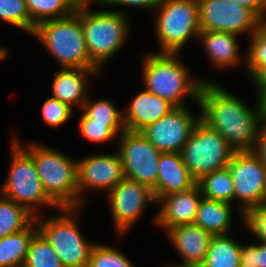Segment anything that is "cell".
<instances>
[{
  "label": "cell",
  "instance_id": "d6a6232c",
  "mask_svg": "<svg viewBox=\"0 0 266 267\" xmlns=\"http://www.w3.org/2000/svg\"><path fill=\"white\" fill-rule=\"evenodd\" d=\"M125 254L111 246L95 244L87 267H135Z\"/></svg>",
  "mask_w": 266,
  "mask_h": 267
},
{
  "label": "cell",
  "instance_id": "30bf717a",
  "mask_svg": "<svg viewBox=\"0 0 266 267\" xmlns=\"http://www.w3.org/2000/svg\"><path fill=\"white\" fill-rule=\"evenodd\" d=\"M234 184V201L244 222V214L264 203L266 167L253 151L234 152L227 165Z\"/></svg>",
  "mask_w": 266,
  "mask_h": 267
},
{
  "label": "cell",
  "instance_id": "83f0119b",
  "mask_svg": "<svg viewBox=\"0 0 266 267\" xmlns=\"http://www.w3.org/2000/svg\"><path fill=\"white\" fill-rule=\"evenodd\" d=\"M23 267H64L50 243L37 232L30 241Z\"/></svg>",
  "mask_w": 266,
  "mask_h": 267
},
{
  "label": "cell",
  "instance_id": "bcb514c9",
  "mask_svg": "<svg viewBox=\"0 0 266 267\" xmlns=\"http://www.w3.org/2000/svg\"><path fill=\"white\" fill-rule=\"evenodd\" d=\"M264 203H266V191H265V194H264Z\"/></svg>",
  "mask_w": 266,
  "mask_h": 267
},
{
  "label": "cell",
  "instance_id": "e0dca14e",
  "mask_svg": "<svg viewBox=\"0 0 266 267\" xmlns=\"http://www.w3.org/2000/svg\"><path fill=\"white\" fill-rule=\"evenodd\" d=\"M182 257L181 264L202 265L213 235L195 223L183 224L165 231Z\"/></svg>",
  "mask_w": 266,
  "mask_h": 267
},
{
  "label": "cell",
  "instance_id": "8fae6325",
  "mask_svg": "<svg viewBox=\"0 0 266 267\" xmlns=\"http://www.w3.org/2000/svg\"><path fill=\"white\" fill-rule=\"evenodd\" d=\"M119 139V155L125 178L156 187L161 152L141 132L125 130Z\"/></svg>",
  "mask_w": 266,
  "mask_h": 267
},
{
  "label": "cell",
  "instance_id": "5bb4252c",
  "mask_svg": "<svg viewBox=\"0 0 266 267\" xmlns=\"http://www.w3.org/2000/svg\"><path fill=\"white\" fill-rule=\"evenodd\" d=\"M199 120L200 115L195 117L188 106L175 107L141 133L161 153H180Z\"/></svg>",
  "mask_w": 266,
  "mask_h": 267
},
{
  "label": "cell",
  "instance_id": "ab89813d",
  "mask_svg": "<svg viewBox=\"0 0 266 267\" xmlns=\"http://www.w3.org/2000/svg\"><path fill=\"white\" fill-rule=\"evenodd\" d=\"M252 9L262 20L266 19V0H230Z\"/></svg>",
  "mask_w": 266,
  "mask_h": 267
},
{
  "label": "cell",
  "instance_id": "cb8c5ba5",
  "mask_svg": "<svg viewBox=\"0 0 266 267\" xmlns=\"http://www.w3.org/2000/svg\"><path fill=\"white\" fill-rule=\"evenodd\" d=\"M242 245L229 234L213 235L203 267H240Z\"/></svg>",
  "mask_w": 266,
  "mask_h": 267
},
{
  "label": "cell",
  "instance_id": "74e56055",
  "mask_svg": "<svg viewBox=\"0 0 266 267\" xmlns=\"http://www.w3.org/2000/svg\"><path fill=\"white\" fill-rule=\"evenodd\" d=\"M161 0H113L110 5L137 7L141 9H155Z\"/></svg>",
  "mask_w": 266,
  "mask_h": 267
},
{
  "label": "cell",
  "instance_id": "7402d4cb",
  "mask_svg": "<svg viewBox=\"0 0 266 267\" xmlns=\"http://www.w3.org/2000/svg\"><path fill=\"white\" fill-rule=\"evenodd\" d=\"M231 205L202 197L194 223L212 235L228 234L233 227Z\"/></svg>",
  "mask_w": 266,
  "mask_h": 267
},
{
  "label": "cell",
  "instance_id": "e575fe53",
  "mask_svg": "<svg viewBox=\"0 0 266 267\" xmlns=\"http://www.w3.org/2000/svg\"><path fill=\"white\" fill-rule=\"evenodd\" d=\"M244 226L254 238L266 243V203L253 207L244 214Z\"/></svg>",
  "mask_w": 266,
  "mask_h": 267
},
{
  "label": "cell",
  "instance_id": "6da1fadb",
  "mask_svg": "<svg viewBox=\"0 0 266 267\" xmlns=\"http://www.w3.org/2000/svg\"><path fill=\"white\" fill-rule=\"evenodd\" d=\"M198 106L200 119L216 130L235 152L254 150L258 131L265 121L262 101L257 99L251 108L219 84L209 81L202 84Z\"/></svg>",
  "mask_w": 266,
  "mask_h": 267
},
{
  "label": "cell",
  "instance_id": "52a82bcc",
  "mask_svg": "<svg viewBox=\"0 0 266 267\" xmlns=\"http://www.w3.org/2000/svg\"><path fill=\"white\" fill-rule=\"evenodd\" d=\"M58 216L38 221V232L50 243L64 267H87L95 244L83 237L76 220L79 207H62Z\"/></svg>",
  "mask_w": 266,
  "mask_h": 267
},
{
  "label": "cell",
  "instance_id": "f35d334b",
  "mask_svg": "<svg viewBox=\"0 0 266 267\" xmlns=\"http://www.w3.org/2000/svg\"><path fill=\"white\" fill-rule=\"evenodd\" d=\"M240 267H256V244L242 245Z\"/></svg>",
  "mask_w": 266,
  "mask_h": 267
},
{
  "label": "cell",
  "instance_id": "4316f807",
  "mask_svg": "<svg viewBox=\"0 0 266 267\" xmlns=\"http://www.w3.org/2000/svg\"><path fill=\"white\" fill-rule=\"evenodd\" d=\"M32 23L37 24L70 16L76 11L75 0H25Z\"/></svg>",
  "mask_w": 266,
  "mask_h": 267
},
{
  "label": "cell",
  "instance_id": "4dcf8cb0",
  "mask_svg": "<svg viewBox=\"0 0 266 267\" xmlns=\"http://www.w3.org/2000/svg\"><path fill=\"white\" fill-rule=\"evenodd\" d=\"M0 19L31 35L35 29L25 0H0Z\"/></svg>",
  "mask_w": 266,
  "mask_h": 267
},
{
  "label": "cell",
  "instance_id": "5b68a950",
  "mask_svg": "<svg viewBox=\"0 0 266 267\" xmlns=\"http://www.w3.org/2000/svg\"><path fill=\"white\" fill-rule=\"evenodd\" d=\"M80 7V21L90 60L100 69L125 44L130 31L126 12L119 10L92 11Z\"/></svg>",
  "mask_w": 266,
  "mask_h": 267
},
{
  "label": "cell",
  "instance_id": "8d00e7d4",
  "mask_svg": "<svg viewBox=\"0 0 266 267\" xmlns=\"http://www.w3.org/2000/svg\"><path fill=\"white\" fill-rule=\"evenodd\" d=\"M253 152L261 159L266 167V121H264L258 131L256 146Z\"/></svg>",
  "mask_w": 266,
  "mask_h": 267
},
{
  "label": "cell",
  "instance_id": "7bdbcfd3",
  "mask_svg": "<svg viewBox=\"0 0 266 267\" xmlns=\"http://www.w3.org/2000/svg\"><path fill=\"white\" fill-rule=\"evenodd\" d=\"M167 267H203L202 265H194V264H178V265H174V264H172V265H169V266H167Z\"/></svg>",
  "mask_w": 266,
  "mask_h": 267
},
{
  "label": "cell",
  "instance_id": "277c9868",
  "mask_svg": "<svg viewBox=\"0 0 266 267\" xmlns=\"http://www.w3.org/2000/svg\"><path fill=\"white\" fill-rule=\"evenodd\" d=\"M32 36L40 40L61 68H98L88 55L80 7L70 16L37 24Z\"/></svg>",
  "mask_w": 266,
  "mask_h": 267
},
{
  "label": "cell",
  "instance_id": "484cf974",
  "mask_svg": "<svg viewBox=\"0 0 266 267\" xmlns=\"http://www.w3.org/2000/svg\"><path fill=\"white\" fill-rule=\"evenodd\" d=\"M35 217L26 207L0 194V239L28 228Z\"/></svg>",
  "mask_w": 266,
  "mask_h": 267
},
{
  "label": "cell",
  "instance_id": "9c48e42d",
  "mask_svg": "<svg viewBox=\"0 0 266 267\" xmlns=\"http://www.w3.org/2000/svg\"><path fill=\"white\" fill-rule=\"evenodd\" d=\"M234 152L216 130L200 119L180 154L190 174L198 181L206 174L227 167Z\"/></svg>",
  "mask_w": 266,
  "mask_h": 267
},
{
  "label": "cell",
  "instance_id": "7c38bea8",
  "mask_svg": "<svg viewBox=\"0 0 266 267\" xmlns=\"http://www.w3.org/2000/svg\"><path fill=\"white\" fill-rule=\"evenodd\" d=\"M198 5L200 31L249 32V38L262 21L252 9L230 0H198Z\"/></svg>",
  "mask_w": 266,
  "mask_h": 267
},
{
  "label": "cell",
  "instance_id": "1f68e13d",
  "mask_svg": "<svg viewBox=\"0 0 266 267\" xmlns=\"http://www.w3.org/2000/svg\"><path fill=\"white\" fill-rule=\"evenodd\" d=\"M79 129L83 137L94 143H107L125 131L124 126H107V122H92L84 112L79 120Z\"/></svg>",
  "mask_w": 266,
  "mask_h": 267
},
{
  "label": "cell",
  "instance_id": "d6986e66",
  "mask_svg": "<svg viewBox=\"0 0 266 267\" xmlns=\"http://www.w3.org/2000/svg\"><path fill=\"white\" fill-rule=\"evenodd\" d=\"M174 108L167 100L144 89L141 93H137L123 112L125 130L141 132Z\"/></svg>",
  "mask_w": 266,
  "mask_h": 267
},
{
  "label": "cell",
  "instance_id": "836d02e7",
  "mask_svg": "<svg viewBox=\"0 0 266 267\" xmlns=\"http://www.w3.org/2000/svg\"><path fill=\"white\" fill-rule=\"evenodd\" d=\"M41 111L45 123L52 128L60 127L70 118H74L73 108L53 97L45 100Z\"/></svg>",
  "mask_w": 266,
  "mask_h": 267
},
{
  "label": "cell",
  "instance_id": "9a60e30c",
  "mask_svg": "<svg viewBox=\"0 0 266 267\" xmlns=\"http://www.w3.org/2000/svg\"><path fill=\"white\" fill-rule=\"evenodd\" d=\"M79 208L83 202V191L87 189L108 193L125 178L119 152L88 155L77 161Z\"/></svg>",
  "mask_w": 266,
  "mask_h": 267
},
{
  "label": "cell",
  "instance_id": "ffe728a7",
  "mask_svg": "<svg viewBox=\"0 0 266 267\" xmlns=\"http://www.w3.org/2000/svg\"><path fill=\"white\" fill-rule=\"evenodd\" d=\"M156 187L152 190L156 202L172 193L185 192L196 186L180 153H161Z\"/></svg>",
  "mask_w": 266,
  "mask_h": 267
},
{
  "label": "cell",
  "instance_id": "ba28073f",
  "mask_svg": "<svg viewBox=\"0 0 266 267\" xmlns=\"http://www.w3.org/2000/svg\"><path fill=\"white\" fill-rule=\"evenodd\" d=\"M8 178L0 187V194L37 216V205L60 207L45 192L33 158L13 139ZM36 204V205H34Z\"/></svg>",
  "mask_w": 266,
  "mask_h": 267
},
{
  "label": "cell",
  "instance_id": "60d3db41",
  "mask_svg": "<svg viewBox=\"0 0 266 267\" xmlns=\"http://www.w3.org/2000/svg\"><path fill=\"white\" fill-rule=\"evenodd\" d=\"M256 267H266V243L256 244Z\"/></svg>",
  "mask_w": 266,
  "mask_h": 267
},
{
  "label": "cell",
  "instance_id": "3957f363",
  "mask_svg": "<svg viewBox=\"0 0 266 267\" xmlns=\"http://www.w3.org/2000/svg\"><path fill=\"white\" fill-rule=\"evenodd\" d=\"M13 139L33 158L42 186L60 207H79L77 161L54 148ZM26 147V148H25Z\"/></svg>",
  "mask_w": 266,
  "mask_h": 267
},
{
  "label": "cell",
  "instance_id": "44dd1931",
  "mask_svg": "<svg viewBox=\"0 0 266 267\" xmlns=\"http://www.w3.org/2000/svg\"><path fill=\"white\" fill-rule=\"evenodd\" d=\"M237 36L238 34L222 31H200L198 39L202 42L212 65L224 69L235 67L239 62L245 63V56L243 57L239 50Z\"/></svg>",
  "mask_w": 266,
  "mask_h": 267
},
{
  "label": "cell",
  "instance_id": "ee69618b",
  "mask_svg": "<svg viewBox=\"0 0 266 267\" xmlns=\"http://www.w3.org/2000/svg\"><path fill=\"white\" fill-rule=\"evenodd\" d=\"M7 49H0V60H4L7 56Z\"/></svg>",
  "mask_w": 266,
  "mask_h": 267
},
{
  "label": "cell",
  "instance_id": "7a4b0ae2",
  "mask_svg": "<svg viewBox=\"0 0 266 267\" xmlns=\"http://www.w3.org/2000/svg\"><path fill=\"white\" fill-rule=\"evenodd\" d=\"M177 56L178 53L160 52L145 55L142 62L144 87L174 107L187 106L186 96L199 104L202 84L209 82V79L192 78L187 65Z\"/></svg>",
  "mask_w": 266,
  "mask_h": 267
},
{
  "label": "cell",
  "instance_id": "f1b7e54d",
  "mask_svg": "<svg viewBox=\"0 0 266 267\" xmlns=\"http://www.w3.org/2000/svg\"><path fill=\"white\" fill-rule=\"evenodd\" d=\"M82 110L92 119V122H107V126H124L123 111H119L111 100L87 98Z\"/></svg>",
  "mask_w": 266,
  "mask_h": 267
},
{
  "label": "cell",
  "instance_id": "b9f144b4",
  "mask_svg": "<svg viewBox=\"0 0 266 267\" xmlns=\"http://www.w3.org/2000/svg\"><path fill=\"white\" fill-rule=\"evenodd\" d=\"M113 0H75V2H76V6L77 7H81V6H88L89 4L91 5L92 3L94 4V2H95V4H96V2H97V4L96 5H98V3H99V5H101V6H109V4L112 2Z\"/></svg>",
  "mask_w": 266,
  "mask_h": 267
},
{
  "label": "cell",
  "instance_id": "603a6c76",
  "mask_svg": "<svg viewBox=\"0 0 266 267\" xmlns=\"http://www.w3.org/2000/svg\"><path fill=\"white\" fill-rule=\"evenodd\" d=\"M38 232L36 220L26 229L0 239V267H23L29 244Z\"/></svg>",
  "mask_w": 266,
  "mask_h": 267
},
{
  "label": "cell",
  "instance_id": "8992f818",
  "mask_svg": "<svg viewBox=\"0 0 266 267\" xmlns=\"http://www.w3.org/2000/svg\"><path fill=\"white\" fill-rule=\"evenodd\" d=\"M160 53H178L200 33L198 0H161L154 9Z\"/></svg>",
  "mask_w": 266,
  "mask_h": 267
},
{
  "label": "cell",
  "instance_id": "f546056e",
  "mask_svg": "<svg viewBox=\"0 0 266 267\" xmlns=\"http://www.w3.org/2000/svg\"><path fill=\"white\" fill-rule=\"evenodd\" d=\"M249 39L244 65L251 76L258 68L266 66V20L260 22Z\"/></svg>",
  "mask_w": 266,
  "mask_h": 267
},
{
  "label": "cell",
  "instance_id": "2e32d148",
  "mask_svg": "<svg viewBox=\"0 0 266 267\" xmlns=\"http://www.w3.org/2000/svg\"><path fill=\"white\" fill-rule=\"evenodd\" d=\"M202 193L196 185L188 191L172 193L161 197L157 204L160 211L154 216V222L167 231L172 227L194 223Z\"/></svg>",
  "mask_w": 266,
  "mask_h": 267
},
{
  "label": "cell",
  "instance_id": "4fadbf2b",
  "mask_svg": "<svg viewBox=\"0 0 266 267\" xmlns=\"http://www.w3.org/2000/svg\"><path fill=\"white\" fill-rule=\"evenodd\" d=\"M106 195L118 236L133 228V224L141 217L149 203L157 204L152 190L147 185L127 178L121 180Z\"/></svg>",
  "mask_w": 266,
  "mask_h": 267
},
{
  "label": "cell",
  "instance_id": "ac0fdd59",
  "mask_svg": "<svg viewBox=\"0 0 266 267\" xmlns=\"http://www.w3.org/2000/svg\"><path fill=\"white\" fill-rule=\"evenodd\" d=\"M99 68H60L55 72L52 96L71 108L78 105L81 109L89 97L88 77L100 75Z\"/></svg>",
  "mask_w": 266,
  "mask_h": 267
},
{
  "label": "cell",
  "instance_id": "f6af8a7d",
  "mask_svg": "<svg viewBox=\"0 0 266 267\" xmlns=\"http://www.w3.org/2000/svg\"><path fill=\"white\" fill-rule=\"evenodd\" d=\"M263 105H264V118L266 121V100L263 102Z\"/></svg>",
  "mask_w": 266,
  "mask_h": 267
},
{
  "label": "cell",
  "instance_id": "d590c367",
  "mask_svg": "<svg viewBox=\"0 0 266 267\" xmlns=\"http://www.w3.org/2000/svg\"><path fill=\"white\" fill-rule=\"evenodd\" d=\"M250 79L256 85L258 100L264 102L266 100V66L258 68L251 76Z\"/></svg>",
  "mask_w": 266,
  "mask_h": 267
},
{
  "label": "cell",
  "instance_id": "d4e9b609",
  "mask_svg": "<svg viewBox=\"0 0 266 267\" xmlns=\"http://www.w3.org/2000/svg\"><path fill=\"white\" fill-rule=\"evenodd\" d=\"M196 185L204 198L230 204L234 201L233 178L228 167L202 176Z\"/></svg>",
  "mask_w": 266,
  "mask_h": 267
}]
</instances>
